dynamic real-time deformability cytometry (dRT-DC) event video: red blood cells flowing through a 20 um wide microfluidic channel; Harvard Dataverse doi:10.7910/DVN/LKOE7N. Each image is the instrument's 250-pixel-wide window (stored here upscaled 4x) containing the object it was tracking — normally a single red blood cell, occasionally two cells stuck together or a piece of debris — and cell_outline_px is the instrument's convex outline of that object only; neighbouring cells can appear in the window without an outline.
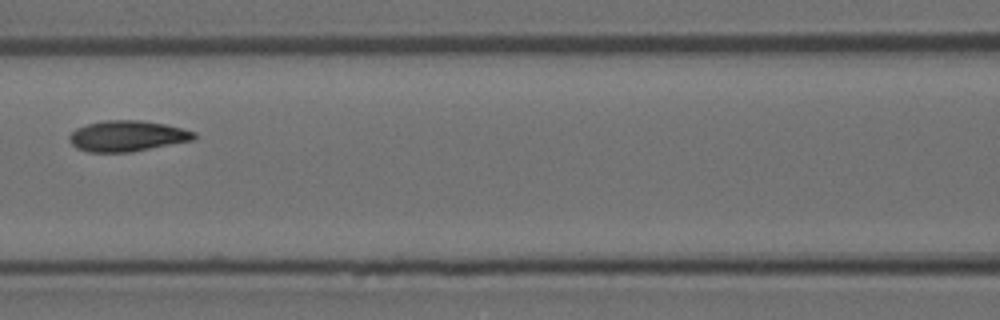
{"species": "Egyptian fruit bat (a non-hibernating species)", "species_latin": "Rousettus aegyptiacus", "temperature_condition": "room temperature", "stored_images_in_passage": 8, "camera_frame_rate_fps": 3000, "um_per_image_px": 0.085, "animal": {"sex": "female"}, "frame": {"image": 1, "passage_image": 7, "time_ms": 2.0, "image_size_px": [1000, 320], "cell_outline_px": [[196, 136], [192, 140], [132, 152], [88, 152], [76, 148], [68, 140], [68, 136], [76, 128], [88, 124], [104, 120], [140, 120], [164, 124], [196, 132]], "centroid_in_image_um": [10.77, 11.56], "position_along_channel_um": 155.8, "area_um2": 22.31}}
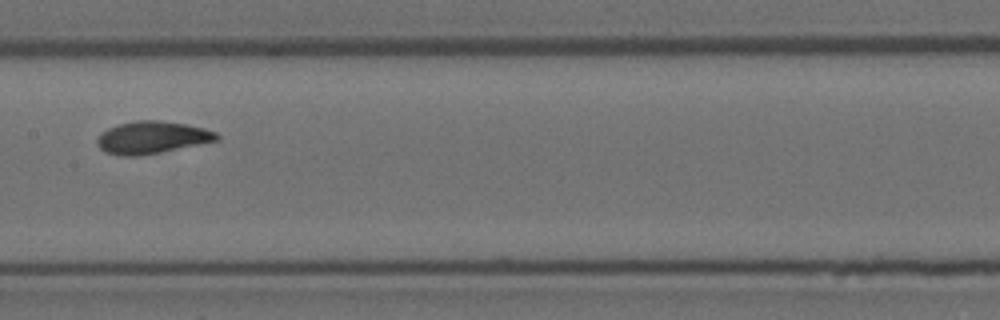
{"frame": {"image": 2, "passage_image": 8, "time_ms": 2.333, "image_size_px": [1000, 320], "cell_outline_px": [[220, 140], [160, 152], [136, 156], [120, 156], [104, 152], [96, 144], [96, 140], [108, 128], [120, 124], [136, 120], [160, 120], [184, 124], [216, 132], [220, 136]], "centroid_in_image_um": [12.91, 11.69], "position_along_channel_um": 194.5, "area_um2": 22.31}}